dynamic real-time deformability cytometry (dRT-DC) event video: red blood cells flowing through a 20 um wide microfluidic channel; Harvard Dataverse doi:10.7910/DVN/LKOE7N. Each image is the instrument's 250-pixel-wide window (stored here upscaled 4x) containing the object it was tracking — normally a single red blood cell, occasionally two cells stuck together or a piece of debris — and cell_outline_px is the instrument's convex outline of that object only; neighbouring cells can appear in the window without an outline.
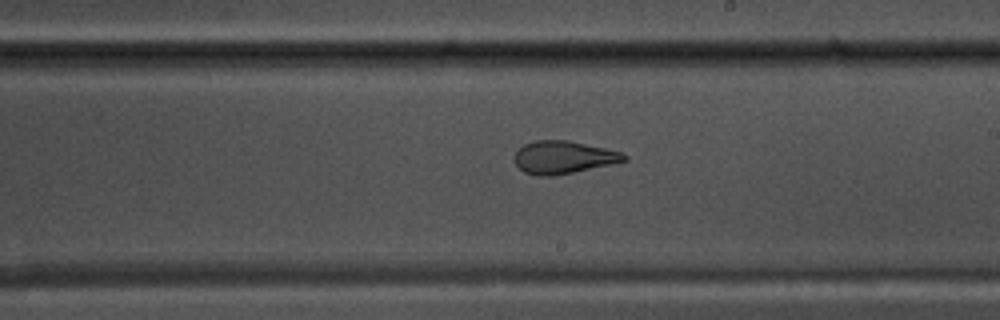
{"species": "common noctule bat (a hibernating species)", "species_latin": "Nyctalus noctula", "temperature_condition": "warm", "stored_images_in_passage": 38, "camera_frame_rate_fps": 3000, "um_per_image_px": 0.085, "animal": {"sex": "male", "body_mass_g": 17.5, "forearm_length_mm": 52.3}, "frame": {"image": 1, "passage_image": 15, "time_ms": 4.667, "image_size_px": [1000, 320], "cell_outline_px": [[628, 160], [612, 164], [552, 176], [536, 176], [524, 172], [512, 160], [516, 152], [524, 144], [536, 140], [568, 140], [604, 148], [620, 152], [628, 156]], "centroid_in_image_um": [47.86, 13.37], "position_along_channel_um": 241.1, "area_um2": 20.81}}
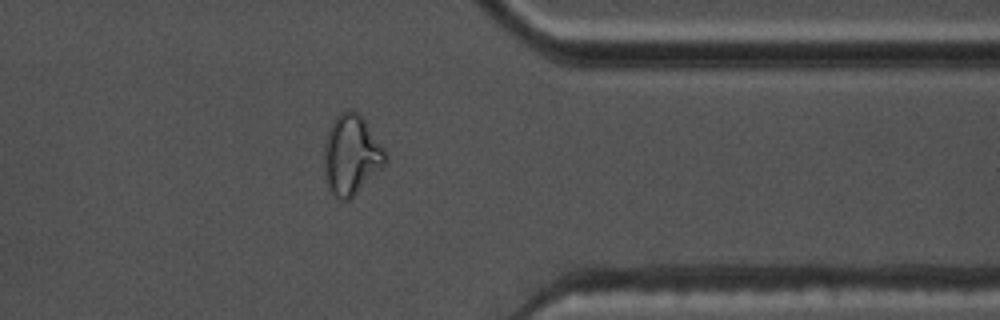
{"frame": {"image": 2, "passage_image": 27, "time_ms": 8.667, "image_size_px": [1000, 320], "cell_outline_px": [[388, 160], [348, 200], [340, 200], [328, 188], [324, 176], [324, 144], [328, 132], [336, 116], [340, 112], [348, 108], [352, 108], [360, 112], [384, 148], [388, 156]], "centroid_in_image_um": [29.85, 13.1], "position_along_channel_um": 381.6, "area_um2": 28.44}}
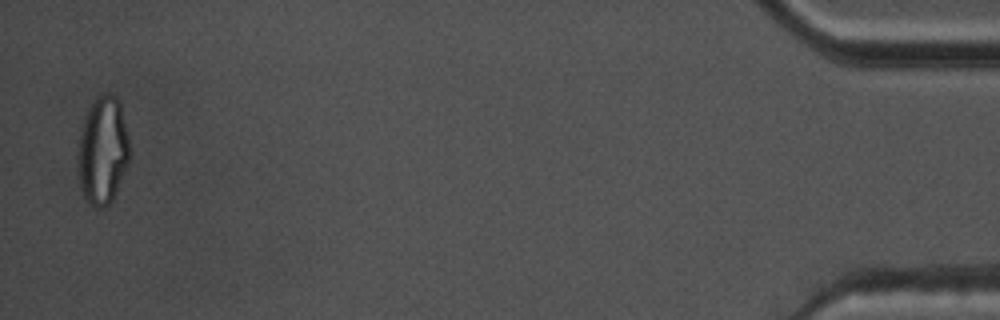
{"frame": {"image": 3, "passage_image": 37, "time_ms": 12.0, "image_size_px": [1000, 320], "cell_outline_px": [[128, 164], [112, 200], [104, 208], [96, 208], [84, 200], [80, 188], [76, 156], [80, 128], [84, 116], [100, 92], [104, 92], [116, 96], [120, 100], [128, 136]], "centroid_in_image_um": [8.69, 12.79], "position_along_channel_um": 426.5, "area_um2": 33.0}, "authors_computed_cell_mechanics": {"area_um2": 22.2819, "velocity_mm_per_s": 3.7352, "shape_relaxation_time_tau1_ms": null, "shape_relaxation_time_tau2_ms": 1.9083, "deformation_change_tau1": null, "deformation_change_tau2": 0.0974}}